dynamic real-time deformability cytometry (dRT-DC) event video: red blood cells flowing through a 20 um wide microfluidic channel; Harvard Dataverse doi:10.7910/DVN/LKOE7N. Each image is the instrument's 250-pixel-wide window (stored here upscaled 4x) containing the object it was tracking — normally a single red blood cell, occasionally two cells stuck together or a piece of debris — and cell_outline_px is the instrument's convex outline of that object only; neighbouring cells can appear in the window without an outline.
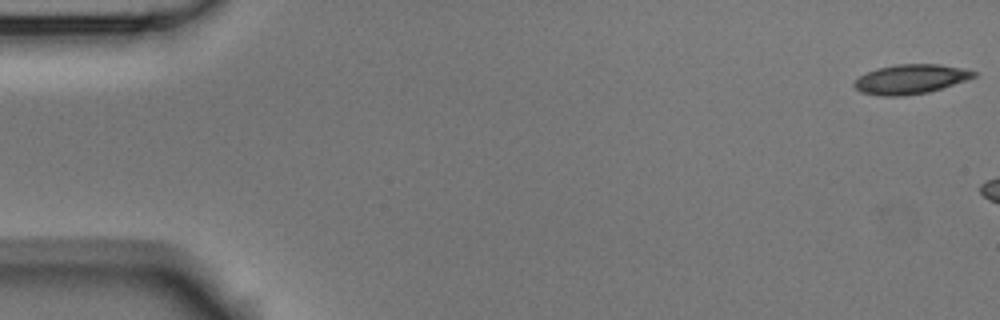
{"species": "Egyptian fruit bat (a non-hibernating species)", "species_latin": "Rousettus aegyptiacus", "temperature_condition": "room temperature", "stored_images_in_passage": 3, "camera_frame_rate_fps": 3000, "um_per_image_px": 0.085, "animal": {"sex": "male"}, "frame": {"image": 1, "passage_image": 1, "time_ms": 0.0, "image_size_px": [1000, 320], "cell_outline_px": [[980, 72], [976, 76], [928, 92], [904, 96], [880, 96], [860, 92], [852, 84], [860, 76], [876, 68], [896, 64], [940, 64], [964, 68]], "centroid_in_image_um": [77.39, 6.72], "position_along_channel_um": 7.6, "area_um2": 20.52}}